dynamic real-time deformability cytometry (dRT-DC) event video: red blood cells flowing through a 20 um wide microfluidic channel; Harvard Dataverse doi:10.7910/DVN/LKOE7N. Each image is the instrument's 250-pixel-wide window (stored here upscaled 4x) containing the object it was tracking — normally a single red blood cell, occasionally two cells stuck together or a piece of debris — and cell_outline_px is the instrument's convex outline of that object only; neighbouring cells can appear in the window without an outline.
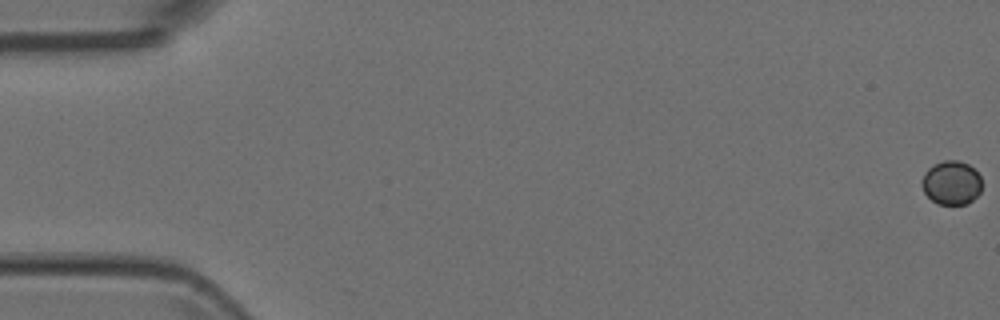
{"species": "Egyptian fruit bat (a non-hibernating species)", "species_latin": "Rousettus aegyptiacus", "temperature_condition": "room temperature", "stored_images_in_passage": 6, "camera_frame_rate_fps": 3000, "um_per_image_px": 0.085, "animal": {"sex": "female"}, "frame": {"image": 1, "passage_image": 1, "time_ms": 0.0, "image_size_px": [1000, 320], "cell_outline_px": [[980, 192], [968, 204], [940, 204], [932, 200], [924, 192], [924, 172], [928, 168], [944, 160], [956, 160], [968, 164], [980, 176]], "centroid_in_image_um": [80.89, 15.54], "position_along_channel_um": 4.1, "area_um2": 14.91}}
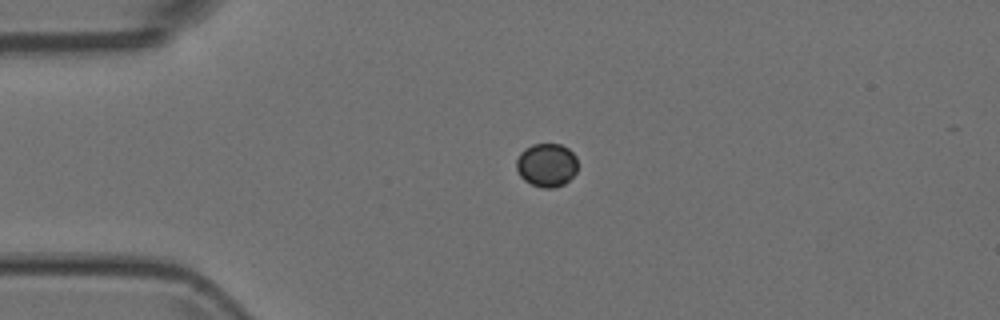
{"frame": {"image": 2, "passage_image": 4, "time_ms": 1.0, "image_size_px": [1000, 320], "cell_outline_px": [[576, 172], [564, 184], [552, 188], [544, 188], [532, 184], [524, 180], [520, 176], [516, 168], [516, 160], [520, 152], [524, 148], [532, 144], [560, 144], [568, 148], [576, 156]], "centroid_in_image_um": [46.44, 14.01], "position_along_channel_um": 38.6, "area_um2": 15.55}}
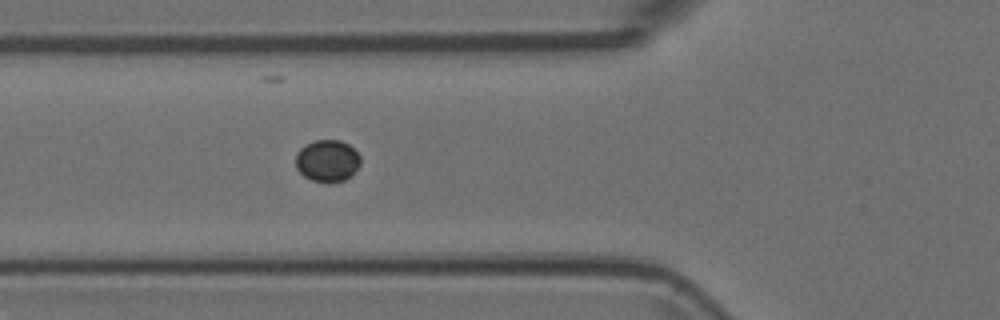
{"frame": {"image": 3, "passage_image": 6, "time_ms": 1.667, "image_size_px": [1000, 320], "cell_outline_px": [[360, 164], [344, 180], [332, 184], [328, 184], [312, 180], [304, 176], [296, 168], [296, 152], [300, 148], [316, 140], [340, 140], [348, 144], [360, 156]], "centroid_in_image_um": [27.8, 13.68], "position_along_channel_um": 98.0, "area_um2": 15.78}}